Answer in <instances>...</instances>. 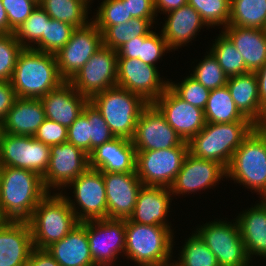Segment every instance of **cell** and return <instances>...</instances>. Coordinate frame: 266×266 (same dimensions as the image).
<instances>
[{
  "label": "cell",
  "mask_w": 266,
  "mask_h": 266,
  "mask_svg": "<svg viewBox=\"0 0 266 266\" xmlns=\"http://www.w3.org/2000/svg\"><path fill=\"white\" fill-rule=\"evenodd\" d=\"M45 119L40 99L17 98L2 121L3 132L33 137Z\"/></svg>",
  "instance_id": "cell-27"
},
{
  "label": "cell",
  "mask_w": 266,
  "mask_h": 266,
  "mask_svg": "<svg viewBox=\"0 0 266 266\" xmlns=\"http://www.w3.org/2000/svg\"><path fill=\"white\" fill-rule=\"evenodd\" d=\"M185 5L187 0H154L155 13L162 11L166 14Z\"/></svg>",
  "instance_id": "cell-53"
},
{
  "label": "cell",
  "mask_w": 266,
  "mask_h": 266,
  "mask_svg": "<svg viewBox=\"0 0 266 266\" xmlns=\"http://www.w3.org/2000/svg\"><path fill=\"white\" fill-rule=\"evenodd\" d=\"M166 40L163 35L150 32L148 35L143 36V42H140L139 58L143 63L156 66L155 63L163 53L170 51Z\"/></svg>",
  "instance_id": "cell-47"
},
{
  "label": "cell",
  "mask_w": 266,
  "mask_h": 266,
  "mask_svg": "<svg viewBox=\"0 0 266 266\" xmlns=\"http://www.w3.org/2000/svg\"><path fill=\"white\" fill-rule=\"evenodd\" d=\"M117 69V51L102 46L68 82L90 100L106 89L117 86Z\"/></svg>",
  "instance_id": "cell-10"
},
{
  "label": "cell",
  "mask_w": 266,
  "mask_h": 266,
  "mask_svg": "<svg viewBox=\"0 0 266 266\" xmlns=\"http://www.w3.org/2000/svg\"><path fill=\"white\" fill-rule=\"evenodd\" d=\"M171 195L168 187L142 186L137 195L134 211L128 219L144 225L171 227L166 222Z\"/></svg>",
  "instance_id": "cell-24"
},
{
  "label": "cell",
  "mask_w": 266,
  "mask_h": 266,
  "mask_svg": "<svg viewBox=\"0 0 266 266\" xmlns=\"http://www.w3.org/2000/svg\"><path fill=\"white\" fill-rule=\"evenodd\" d=\"M106 121L115 137L132 140L136 121L142 110L149 104L141 96L114 86L93 96L89 100Z\"/></svg>",
  "instance_id": "cell-6"
},
{
  "label": "cell",
  "mask_w": 266,
  "mask_h": 266,
  "mask_svg": "<svg viewBox=\"0 0 266 266\" xmlns=\"http://www.w3.org/2000/svg\"><path fill=\"white\" fill-rule=\"evenodd\" d=\"M96 18L92 22L96 26H115L125 23L131 18L126 3L123 0H104L97 10Z\"/></svg>",
  "instance_id": "cell-43"
},
{
  "label": "cell",
  "mask_w": 266,
  "mask_h": 266,
  "mask_svg": "<svg viewBox=\"0 0 266 266\" xmlns=\"http://www.w3.org/2000/svg\"><path fill=\"white\" fill-rule=\"evenodd\" d=\"M140 42H143V37H135L127 43L123 44L117 50V58H139Z\"/></svg>",
  "instance_id": "cell-52"
},
{
  "label": "cell",
  "mask_w": 266,
  "mask_h": 266,
  "mask_svg": "<svg viewBox=\"0 0 266 266\" xmlns=\"http://www.w3.org/2000/svg\"><path fill=\"white\" fill-rule=\"evenodd\" d=\"M67 142L90 154V124L88 123V103L82 113L71 124L67 132Z\"/></svg>",
  "instance_id": "cell-46"
},
{
  "label": "cell",
  "mask_w": 266,
  "mask_h": 266,
  "mask_svg": "<svg viewBox=\"0 0 266 266\" xmlns=\"http://www.w3.org/2000/svg\"><path fill=\"white\" fill-rule=\"evenodd\" d=\"M2 134H3V124H2V121H0V141H1Z\"/></svg>",
  "instance_id": "cell-58"
},
{
  "label": "cell",
  "mask_w": 266,
  "mask_h": 266,
  "mask_svg": "<svg viewBox=\"0 0 266 266\" xmlns=\"http://www.w3.org/2000/svg\"><path fill=\"white\" fill-rule=\"evenodd\" d=\"M39 6L51 19L71 24L75 28L85 27L90 23L88 2L85 0H41Z\"/></svg>",
  "instance_id": "cell-33"
},
{
  "label": "cell",
  "mask_w": 266,
  "mask_h": 266,
  "mask_svg": "<svg viewBox=\"0 0 266 266\" xmlns=\"http://www.w3.org/2000/svg\"><path fill=\"white\" fill-rule=\"evenodd\" d=\"M258 80L259 97L261 104L266 101V62L264 65L255 71Z\"/></svg>",
  "instance_id": "cell-55"
},
{
  "label": "cell",
  "mask_w": 266,
  "mask_h": 266,
  "mask_svg": "<svg viewBox=\"0 0 266 266\" xmlns=\"http://www.w3.org/2000/svg\"><path fill=\"white\" fill-rule=\"evenodd\" d=\"M209 26L228 25L230 19L231 0H187Z\"/></svg>",
  "instance_id": "cell-38"
},
{
  "label": "cell",
  "mask_w": 266,
  "mask_h": 266,
  "mask_svg": "<svg viewBox=\"0 0 266 266\" xmlns=\"http://www.w3.org/2000/svg\"><path fill=\"white\" fill-rule=\"evenodd\" d=\"M26 266H60L46 249L34 248L29 256Z\"/></svg>",
  "instance_id": "cell-51"
},
{
  "label": "cell",
  "mask_w": 266,
  "mask_h": 266,
  "mask_svg": "<svg viewBox=\"0 0 266 266\" xmlns=\"http://www.w3.org/2000/svg\"><path fill=\"white\" fill-rule=\"evenodd\" d=\"M74 29L71 24L50 18L41 37V51L56 54L70 40Z\"/></svg>",
  "instance_id": "cell-40"
},
{
  "label": "cell",
  "mask_w": 266,
  "mask_h": 266,
  "mask_svg": "<svg viewBox=\"0 0 266 266\" xmlns=\"http://www.w3.org/2000/svg\"><path fill=\"white\" fill-rule=\"evenodd\" d=\"M153 104L184 141L188 142L205 126L204 110L181 99L169 86Z\"/></svg>",
  "instance_id": "cell-18"
},
{
  "label": "cell",
  "mask_w": 266,
  "mask_h": 266,
  "mask_svg": "<svg viewBox=\"0 0 266 266\" xmlns=\"http://www.w3.org/2000/svg\"><path fill=\"white\" fill-rule=\"evenodd\" d=\"M226 178L259 192L266 188V136L254 130L242 141L227 167Z\"/></svg>",
  "instance_id": "cell-7"
},
{
  "label": "cell",
  "mask_w": 266,
  "mask_h": 266,
  "mask_svg": "<svg viewBox=\"0 0 266 266\" xmlns=\"http://www.w3.org/2000/svg\"><path fill=\"white\" fill-rule=\"evenodd\" d=\"M253 130L263 136H266V101L261 104L258 117L253 122Z\"/></svg>",
  "instance_id": "cell-54"
},
{
  "label": "cell",
  "mask_w": 266,
  "mask_h": 266,
  "mask_svg": "<svg viewBox=\"0 0 266 266\" xmlns=\"http://www.w3.org/2000/svg\"><path fill=\"white\" fill-rule=\"evenodd\" d=\"M102 46V32L92 21L75 28L67 44L55 54L60 76L69 81Z\"/></svg>",
  "instance_id": "cell-12"
},
{
  "label": "cell",
  "mask_w": 266,
  "mask_h": 266,
  "mask_svg": "<svg viewBox=\"0 0 266 266\" xmlns=\"http://www.w3.org/2000/svg\"><path fill=\"white\" fill-rule=\"evenodd\" d=\"M166 14L168 18L161 34L170 49L187 44L197 35L199 28L207 26L200 14L188 4Z\"/></svg>",
  "instance_id": "cell-28"
},
{
  "label": "cell",
  "mask_w": 266,
  "mask_h": 266,
  "mask_svg": "<svg viewBox=\"0 0 266 266\" xmlns=\"http://www.w3.org/2000/svg\"><path fill=\"white\" fill-rule=\"evenodd\" d=\"M107 197V218L128 219L133 211L143 184L136 172H103Z\"/></svg>",
  "instance_id": "cell-20"
},
{
  "label": "cell",
  "mask_w": 266,
  "mask_h": 266,
  "mask_svg": "<svg viewBox=\"0 0 266 266\" xmlns=\"http://www.w3.org/2000/svg\"><path fill=\"white\" fill-rule=\"evenodd\" d=\"M210 52L228 77L250 72L246 68L244 58L223 32L215 39Z\"/></svg>",
  "instance_id": "cell-35"
},
{
  "label": "cell",
  "mask_w": 266,
  "mask_h": 266,
  "mask_svg": "<svg viewBox=\"0 0 266 266\" xmlns=\"http://www.w3.org/2000/svg\"><path fill=\"white\" fill-rule=\"evenodd\" d=\"M252 130V122L205 123L188 141V152L194 157L218 162L227 169L234 152Z\"/></svg>",
  "instance_id": "cell-3"
},
{
  "label": "cell",
  "mask_w": 266,
  "mask_h": 266,
  "mask_svg": "<svg viewBox=\"0 0 266 266\" xmlns=\"http://www.w3.org/2000/svg\"><path fill=\"white\" fill-rule=\"evenodd\" d=\"M8 17V33L14 31L38 7L34 0H1Z\"/></svg>",
  "instance_id": "cell-44"
},
{
  "label": "cell",
  "mask_w": 266,
  "mask_h": 266,
  "mask_svg": "<svg viewBox=\"0 0 266 266\" xmlns=\"http://www.w3.org/2000/svg\"><path fill=\"white\" fill-rule=\"evenodd\" d=\"M168 86L184 101L202 110L205 109L211 90L204 87L191 75L181 81L180 84L169 81Z\"/></svg>",
  "instance_id": "cell-42"
},
{
  "label": "cell",
  "mask_w": 266,
  "mask_h": 266,
  "mask_svg": "<svg viewBox=\"0 0 266 266\" xmlns=\"http://www.w3.org/2000/svg\"><path fill=\"white\" fill-rule=\"evenodd\" d=\"M70 185L74 188L73 193L78 207H81L80 212L76 211L78 209L73 200L63 196L68 200L79 222L107 218V197L102 171L88 168Z\"/></svg>",
  "instance_id": "cell-13"
},
{
  "label": "cell",
  "mask_w": 266,
  "mask_h": 266,
  "mask_svg": "<svg viewBox=\"0 0 266 266\" xmlns=\"http://www.w3.org/2000/svg\"><path fill=\"white\" fill-rule=\"evenodd\" d=\"M63 82L55 54L32 48H23L19 53L10 80L17 98L32 99H40Z\"/></svg>",
  "instance_id": "cell-2"
},
{
  "label": "cell",
  "mask_w": 266,
  "mask_h": 266,
  "mask_svg": "<svg viewBox=\"0 0 266 266\" xmlns=\"http://www.w3.org/2000/svg\"><path fill=\"white\" fill-rule=\"evenodd\" d=\"M89 168V156L69 142L50 146V161L42 177L45 189H63Z\"/></svg>",
  "instance_id": "cell-17"
},
{
  "label": "cell",
  "mask_w": 266,
  "mask_h": 266,
  "mask_svg": "<svg viewBox=\"0 0 266 266\" xmlns=\"http://www.w3.org/2000/svg\"><path fill=\"white\" fill-rule=\"evenodd\" d=\"M50 146L32 136L3 132L0 141V166L28 169L41 177L48 169Z\"/></svg>",
  "instance_id": "cell-11"
},
{
  "label": "cell",
  "mask_w": 266,
  "mask_h": 266,
  "mask_svg": "<svg viewBox=\"0 0 266 266\" xmlns=\"http://www.w3.org/2000/svg\"><path fill=\"white\" fill-rule=\"evenodd\" d=\"M49 19L50 16L38 5L31 15L14 31L16 40L23 48L41 51V37L45 34L46 21ZM30 43L36 44L37 47Z\"/></svg>",
  "instance_id": "cell-36"
},
{
  "label": "cell",
  "mask_w": 266,
  "mask_h": 266,
  "mask_svg": "<svg viewBox=\"0 0 266 266\" xmlns=\"http://www.w3.org/2000/svg\"><path fill=\"white\" fill-rule=\"evenodd\" d=\"M117 86L153 103L168 87L169 81L161 80L156 66L140 59L117 58Z\"/></svg>",
  "instance_id": "cell-16"
},
{
  "label": "cell",
  "mask_w": 266,
  "mask_h": 266,
  "mask_svg": "<svg viewBox=\"0 0 266 266\" xmlns=\"http://www.w3.org/2000/svg\"><path fill=\"white\" fill-rule=\"evenodd\" d=\"M227 176L226 168L215 161L200 159L190 153L185 156L182 167L173 184L169 187L171 194H188L205 190Z\"/></svg>",
  "instance_id": "cell-19"
},
{
  "label": "cell",
  "mask_w": 266,
  "mask_h": 266,
  "mask_svg": "<svg viewBox=\"0 0 266 266\" xmlns=\"http://www.w3.org/2000/svg\"><path fill=\"white\" fill-rule=\"evenodd\" d=\"M184 142L153 103L142 110L132 138L136 151L168 149Z\"/></svg>",
  "instance_id": "cell-15"
},
{
  "label": "cell",
  "mask_w": 266,
  "mask_h": 266,
  "mask_svg": "<svg viewBox=\"0 0 266 266\" xmlns=\"http://www.w3.org/2000/svg\"><path fill=\"white\" fill-rule=\"evenodd\" d=\"M87 236L94 264L111 266L125 251V219L88 220Z\"/></svg>",
  "instance_id": "cell-14"
},
{
  "label": "cell",
  "mask_w": 266,
  "mask_h": 266,
  "mask_svg": "<svg viewBox=\"0 0 266 266\" xmlns=\"http://www.w3.org/2000/svg\"><path fill=\"white\" fill-rule=\"evenodd\" d=\"M196 233L214 253L220 266H250L237 221H214Z\"/></svg>",
  "instance_id": "cell-9"
},
{
  "label": "cell",
  "mask_w": 266,
  "mask_h": 266,
  "mask_svg": "<svg viewBox=\"0 0 266 266\" xmlns=\"http://www.w3.org/2000/svg\"><path fill=\"white\" fill-rule=\"evenodd\" d=\"M149 19L131 18L125 23L115 26H96L102 32L103 46L117 51L123 44L135 37L148 35L152 30Z\"/></svg>",
  "instance_id": "cell-32"
},
{
  "label": "cell",
  "mask_w": 266,
  "mask_h": 266,
  "mask_svg": "<svg viewBox=\"0 0 266 266\" xmlns=\"http://www.w3.org/2000/svg\"><path fill=\"white\" fill-rule=\"evenodd\" d=\"M123 3H126L128 14H131L132 17L149 19L153 23L157 16L154 0H123Z\"/></svg>",
  "instance_id": "cell-49"
},
{
  "label": "cell",
  "mask_w": 266,
  "mask_h": 266,
  "mask_svg": "<svg viewBox=\"0 0 266 266\" xmlns=\"http://www.w3.org/2000/svg\"><path fill=\"white\" fill-rule=\"evenodd\" d=\"M88 123L90 124V153L98 146L115 138L101 113L90 101H88Z\"/></svg>",
  "instance_id": "cell-45"
},
{
  "label": "cell",
  "mask_w": 266,
  "mask_h": 266,
  "mask_svg": "<svg viewBox=\"0 0 266 266\" xmlns=\"http://www.w3.org/2000/svg\"><path fill=\"white\" fill-rule=\"evenodd\" d=\"M17 95L10 81H0V121H3L12 108Z\"/></svg>",
  "instance_id": "cell-50"
},
{
  "label": "cell",
  "mask_w": 266,
  "mask_h": 266,
  "mask_svg": "<svg viewBox=\"0 0 266 266\" xmlns=\"http://www.w3.org/2000/svg\"><path fill=\"white\" fill-rule=\"evenodd\" d=\"M223 33L244 58L250 72L260 69L266 62V30L227 25Z\"/></svg>",
  "instance_id": "cell-26"
},
{
  "label": "cell",
  "mask_w": 266,
  "mask_h": 266,
  "mask_svg": "<svg viewBox=\"0 0 266 266\" xmlns=\"http://www.w3.org/2000/svg\"><path fill=\"white\" fill-rule=\"evenodd\" d=\"M190 75L209 90L223 87L228 81V76L211 52L199 62Z\"/></svg>",
  "instance_id": "cell-39"
},
{
  "label": "cell",
  "mask_w": 266,
  "mask_h": 266,
  "mask_svg": "<svg viewBox=\"0 0 266 266\" xmlns=\"http://www.w3.org/2000/svg\"><path fill=\"white\" fill-rule=\"evenodd\" d=\"M40 101L46 118L69 128L89 100L65 81L58 88L41 97Z\"/></svg>",
  "instance_id": "cell-23"
},
{
  "label": "cell",
  "mask_w": 266,
  "mask_h": 266,
  "mask_svg": "<svg viewBox=\"0 0 266 266\" xmlns=\"http://www.w3.org/2000/svg\"><path fill=\"white\" fill-rule=\"evenodd\" d=\"M68 128L46 118L33 136L38 141L52 146L67 142Z\"/></svg>",
  "instance_id": "cell-48"
},
{
  "label": "cell",
  "mask_w": 266,
  "mask_h": 266,
  "mask_svg": "<svg viewBox=\"0 0 266 266\" xmlns=\"http://www.w3.org/2000/svg\"><path fill=\"white\" fill-rule=\"evenodd\" d=\"M236 219L248 258H266V202L243 211Z\"/></svg>",
  "instance_id": "cell-29"
},
{
  "label": "cell",
  "mask_w": 266,
  "mask_h": 266,
  "mask_svg": "<svg viewBox=\"0 0 266 266\" xmlns=\"http://www.w3.org/2000/svg\"><path fill=\"white\" fill-rule=\"evenodd\" d=\"M204 117L206 123L251 122L237 109L226 85L210 91Z\"/></svg>",
  "instance_id": "cell-31"
},
{
  "label": "cell",
  "mask_w": 266,
  "mask_h": 266,
  "mask_svg": "<svg viewBox=\"0 0 266 266\" xmlns=\"http://www.w3.org/2000/svg\"><path fill=\"white\" fill-rule=\"evenodd\" d=\"M124 254L138 266H165L170 263L173 235L170 227L144 225L125 219Z\"/></svg>",
  "instance_id": "cell-5"
},
{
  "label": "cell",
  "mask_w": 266,
  "mask_h": 266,
  "mask_svg": "<svg viewBox=\"0 0 266 266\" xmlns=\"http://www.w3.org/2000/svg\"><path fill=\"white\" fill-rule=\"evenodd\" d=\"M36 249H46L61 240L80 222L63 193H48L27 220Z\"/></svg>",
  "instance_id": "cell-4"
},
{
  "label": "cell",
  "mask_w": 266,
  "mask_h": 266,
  "mask_svg": "<svg viewBox=\"0 0 266 266\" xmlns=\"http://www.w3.org/2000/svg\"><path fill=\"white\" fill-rule=\"evenodd\" d=\"M260 196L262 197V202H266V188L260 193Z\"/></svg>",
  "instance_id": "cell-57"
},
{
  "label": "cell",
  "mask_w": 266,
  "mask_h": 266,
  "mask_svg": "<svg viewBox=\"0 0 266 266\" xmlns=\"http://www.w3.org/2000/svg\"><path fill=\"white\" fill-rule=\"evenodd\" d=\"M46 250L60 266H96L92 260L87 236V221L80 222L61 240Z\"/></svg>",
  "instance_id": "cell-25"
},
{
  "label": "cell",
  "mask_w": 266,
  "mask_h": 266,
  "mask_svg": "<svg viewBox=\"0 0 266 266\" xmlns=\"http://www.w3.org/2000/svg\"><path fill=\"white\" fill-rule=\"evenodd\" d=\"M188 153L187 141L168 149L136 151V174L143 186L169 188Z\"/></svg>",
  "instance_id": "cell-8"
},
{
  "label": "cell",
  "mask_w": 266,
  "mask_h": 266,
  "mask_svg": "<svg viewBox=\"0 0 266 266\" xmlns=\"http://www.w3.org/2000/svg\"><path fill=\"white\" fill-rule=\"evenodd\" d=\"M48 193L36 172L0 166V220L27 221Z\"/></svg>",
  "instance_id": "cell-1"
},
{
  "label": "cell",
  "mask_w": 266,
  "mask_h": 266,
  "mask_svg": "<svg viewBox=\"0 0 266 266\" xmlns=\"http://www.w3.org/2000/svg\"><path fill=\"white\" fill-rule=\"evenodd\" d=\"M185 243L178 259L181 260L175 261L177 266H220L214 253L196 232Z\"/></svg>",
  "instance_id": "cell-37"
},
{
  "label": "cell",
  "mask_w": 266,
  "mask_h": 266,
  "mask_svg": "<svg viewBox=\"0 0 266 266\" xmlns=\"http://www.w3.org/2000/svg\"><path fill=\"white\" fill-rule=\"evenodd\" d=\"M226 86L237 109L253 123L261 108L258 80L255 72L228 77Z\"/></svg>",
  "instance_id": "cell-30"
},
{
  "label": "cell",
  "mask_w": 266,
  "mask_h": 266,
  "mask_svg": "<svg viewBox=\"0 0 266 266\" xmlns=\"http://www.w3.org/2000/svg\"><path fill=\"white\" fill-rule=\"evenodd\" d=\"M89 156V168L102 172H136V149L132 140L115 137L94 150Z\"/></svg>",
  "instance_id": "cell-22"
},
{
  "label": "cell",
  "mask_w": 266,
  "mask_h": 266,
  "mask_svg": "<svg viewBox=\"0 0 266 266\" xmlns=\"http://www.w3.org/2000/svg\"><path fill=\"white\" fill-rule=\"evenodd\" d=\"M228 25L266 30V0H231Z\"/></svg>",
  "instance_id": "cell-34"
},
{
  "label": "cell",
  "mask_w": 266,
  "mask_h": 266,
  "mask_svg": "<svg viewBox=\"0 0 266 266\" xmlns=\"http://www.w3.org/2000/svg\"><path fill=\"white\" fill-rule=\"evenodd\" d=\"M0 33H8V17L0 0Z\"/></svg>",
  "instance_id": "cell-56"
},
{
  "label": "cell",
  "mask_w": 266,
  "mask_h": 266,
  "mask_svg": "<svg viewBox=\"0 0 266 266\" xmlns=\"http://www.w3.org/2000/svg\"><path fill=\"white\" fill-rule=\"evenodd\" d=\"M23 46L14 33H0V81H10Z\"/></svg>",
  "instance_id": "cell-41"
},
{
  "label": "cell",
  "mask_w": 266,
  "mask_h": 266,
  "mask_svg": "<svg viewBox=\"0 0 266 266\" xmlns=\"http://www.w3.org/2000/svg\"><path fill=\"white\" fill-rule=\"evenodd\" d=\"M165 266H177L175 263H169V264H167V265H165Z\"/></svg>",
  "instance_id": "cell-59"
},
{
  "label": "cell",
  "mask_w": 266,
  "mask_h": 266,
  "mask_svg": "<svg viewBox=\"0 0 266 266\" xmlns=\"http://www.w3.org/2000/svg\"><path fill=\"white\" fill-rule=\"evenodd\" d=\"M33 249L27 221L0 220V266H26Z\"/></svg>",
  "instance_id": "cell-21"
}]
</instances>
